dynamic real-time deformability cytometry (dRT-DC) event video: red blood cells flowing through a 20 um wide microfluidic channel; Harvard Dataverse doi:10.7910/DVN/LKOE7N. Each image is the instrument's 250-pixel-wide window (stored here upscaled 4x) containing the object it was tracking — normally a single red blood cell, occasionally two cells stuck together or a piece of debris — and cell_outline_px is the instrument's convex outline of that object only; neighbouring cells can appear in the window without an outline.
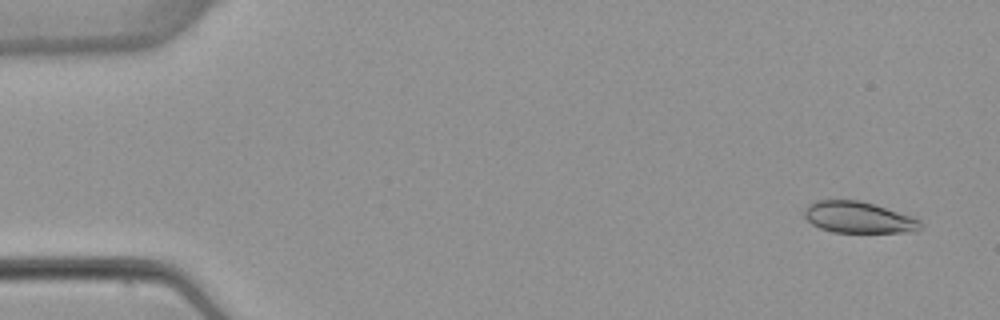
{"species": "common noctule bat (a hibernating species)", "species_latin": "Nyctalus noctula", "temperature_condition": "warm", "stored_images_in_passage": 4, "camera_frame_rate_fps": 3000, "um_per_image_px": 0.085, "animal": {"sex": "female", "body_mass_g": 22.7, "forearm_length_mm": 54.2}, "frame": {"image": 1, "passage_image": 1, "time_ms": 0.0, "image_size_px": [1000, 320], "cell_outline_px": [[920, 228], [912, 232], [832, 232], [820, 228], [812, 224], [804, 216], [804, 212], [808, 204], [816, 200], [860, 200], [912, 216], [920, 220]], "centroid_in_image_um": [72.94, 18.47], "position_along_channel_um": 12.1, "area_um2": 21.1}}
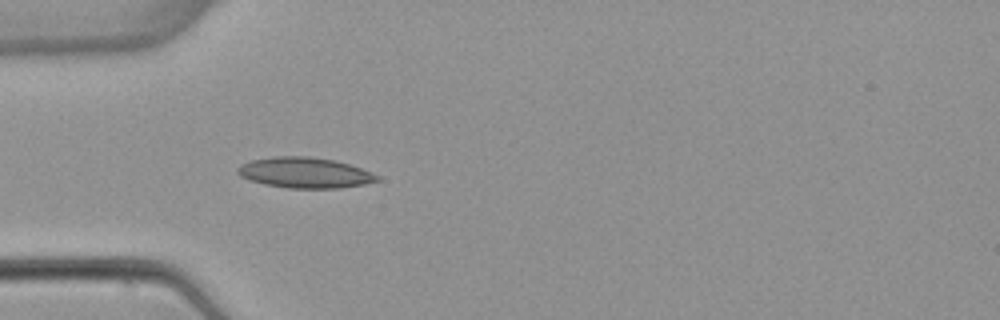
{"frame": {"image": 2, "passage_image": 4, "time_ms": 4.333, "image_size_px": [1000, 320], "cell_outline_px": [[380, 180], [364, 184], [340, 188], [288, 188], [264, 184], [240, 176], [236, 172], [236, 168], [240, 164], [252, 160], [272, 156], [308, 156], [336, 160], [360, 168], [380, 176]], "centroid_in_image_um": [25.89, 14.67], "position_along_channel_um": 59.1, "area_um2": 24.91}}